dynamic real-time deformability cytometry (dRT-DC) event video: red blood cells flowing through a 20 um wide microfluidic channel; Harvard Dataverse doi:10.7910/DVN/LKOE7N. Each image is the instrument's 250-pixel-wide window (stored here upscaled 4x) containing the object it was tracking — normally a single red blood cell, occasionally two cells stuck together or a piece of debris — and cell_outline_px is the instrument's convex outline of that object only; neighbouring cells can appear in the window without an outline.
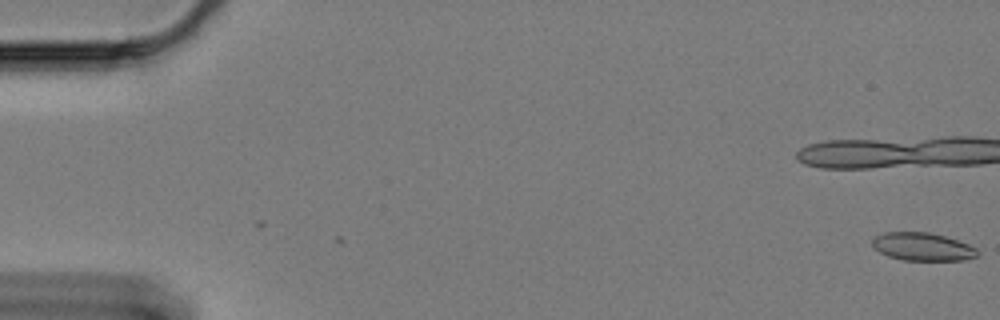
{"species": "Egyptian fruit bat (a non-hibernating species)", "species_latin": "Rousettus aegyptiacus", "temperature_condition": "cold", "stored_images_in_passage": 2, "camera_frame_rate_fps": 3000, "um_per_image_px": 0.085, "animal": {"sex": "female"}, "frame": {"image": 1, "passage_image": 2, "time_ms": 0.333, "image_size_px": [1000, 320], "cell_outline_px": [[980, 252], [976, 256], [964, 260], [900, 260], [888, 256], [872, 248], [872, 240], [876, 236], [884, 232], [928, 232], [944, 236], [968, 244], [976, 248]], "centroid_in_image_um": [78.39, 20.97], "position_along_channel_um": 6.6, "area_um2": 17.17}}